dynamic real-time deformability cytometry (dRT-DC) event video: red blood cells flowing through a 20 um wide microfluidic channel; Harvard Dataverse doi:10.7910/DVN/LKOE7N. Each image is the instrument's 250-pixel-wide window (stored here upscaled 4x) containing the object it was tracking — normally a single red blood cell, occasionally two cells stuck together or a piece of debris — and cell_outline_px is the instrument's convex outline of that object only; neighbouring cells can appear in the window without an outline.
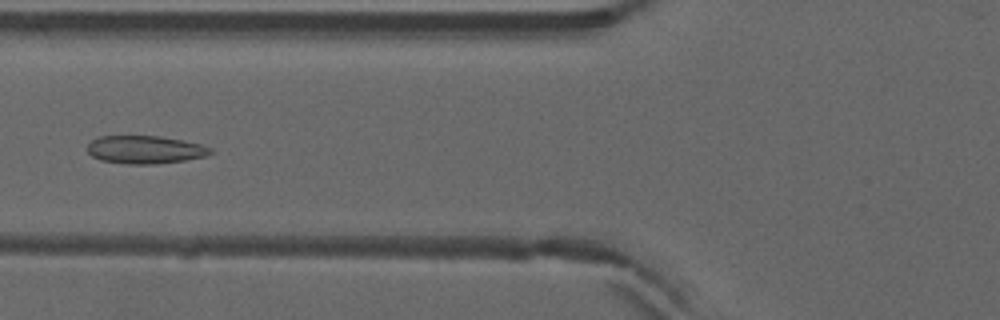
{"species": "common noctule bat (a hibernating species)", "species_latin": "Nyctalus noctula", "temperature_condition": "warm", "stored_images_in_passage": 40, "camera_frame_rate_fps": 3000, "um_per_image_px": 0.085, "animal": {"sex": "male", "forearm_length_mm": 52.5}, "frame": {"image": 1, "passage_image": 11, "time_ms": 3.333, "image_size_px": [1000, 320], "cell_outline_px": [[212, 152], [204, 156], [184, 160], [156, 164], [128, 164], [100, 160], [92, 156], [88, 152], [88, 144], [92, 140], [100, 136], [160, 136], [200, 144], [212, 148]], "centroid_in_image_um": [12.3, 12.72], "position_along_channel_um": 113.5, "area_um2": 19.88}}
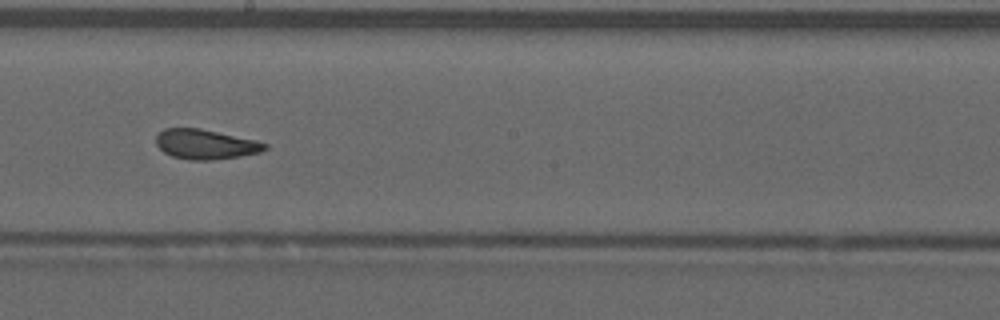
{"frame": {"image": 2, "passage_image": 20, "time_ms": 6.333, "image_size_px": [1000, 320], "cell_outline_px": [[268, 148], [260, 152], [240, 156], [212, 160], [188, 160], [172, 156], [164, 152], [156, 144], [156, 136], [164, 128], [200, 128], [256, 140], [268, 144]], "centroid_in_image_um": [17.47, 12.26], "position_along_channel_um": 230.7, "area_um2": 18.9}}
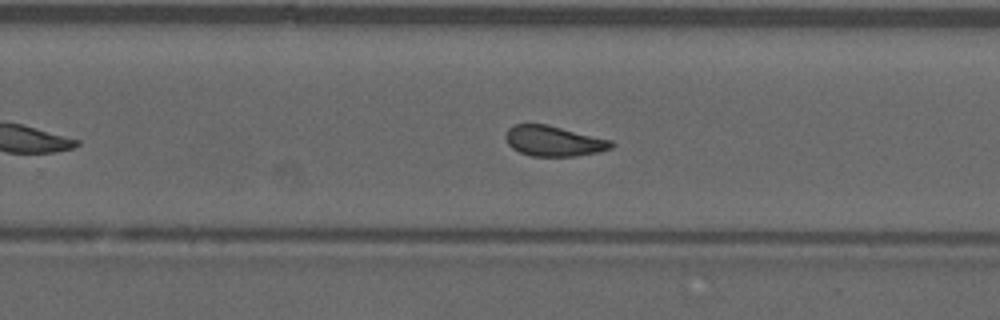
{"frame": {"image": 3, "passage_image": 24, "time_ms": 7.667, "image_size_px": [1000, 320], "cell_outline_px": [[616, 144], [612, 148], [596, 152], [572, 156], [532, 156], [520, 152], [512, 148], [508, 144], [504, 136], [508, 128], [512, 124], [548, 124], [612, 140]], "centroid_in_image_um": [47.05, 11.97], "position_along_channel_um": 282.7, "area_um2": 18.79}, "authors_computed_cell_mechanics": {"area_um2": 18.9006, "velocity_mm_per_s": 3.9187, "shape_relaxation_time_tau1_ms": 6.5346, "shape_relaxation_time_tau2_ms": 1.0236, "deformation_change_tau1": 0.1374, "deformation_change_tau2": 0.0663}}